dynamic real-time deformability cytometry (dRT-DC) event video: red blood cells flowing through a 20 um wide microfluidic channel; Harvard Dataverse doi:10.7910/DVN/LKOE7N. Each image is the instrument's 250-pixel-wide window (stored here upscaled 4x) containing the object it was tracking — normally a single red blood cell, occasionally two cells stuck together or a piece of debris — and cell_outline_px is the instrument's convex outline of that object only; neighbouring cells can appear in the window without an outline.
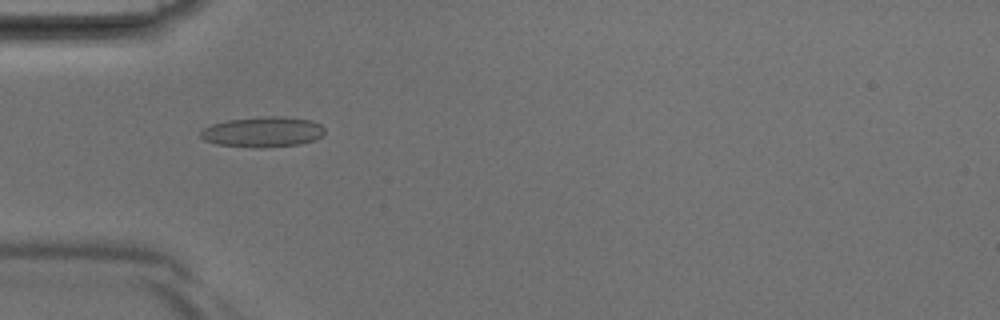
{"species": "Egyptian fruit bat (a non-hibernating species)", "species_latin": "Rousettus aegyptiacus", "temperature_condition": "room temperature", "stored_images_in_passage": 36, "camera_frame_rate_fps": 3000, "um_per_image_px": 0.085, "animal": {"sex": "male"}, "frame": {"image": 1, "passage_image": 9, "time_ms": 2.667, "image_size_px": [1000, 320], "cell_outline_px": [[324, 132], [320, 136], [312, 140], [300, 144], [264, 148], [216, 144], [204, 140], [200, 136], [200, 132], [204, 128], [212, 124], [228, 120], [264, 116], [284, 116], [312, 120], [320, 124], [324, 128]], "centroid_in_image_um": [22.34, 11.2], "position_along_channel_um": 62.7, "area_um2": 21.91}}
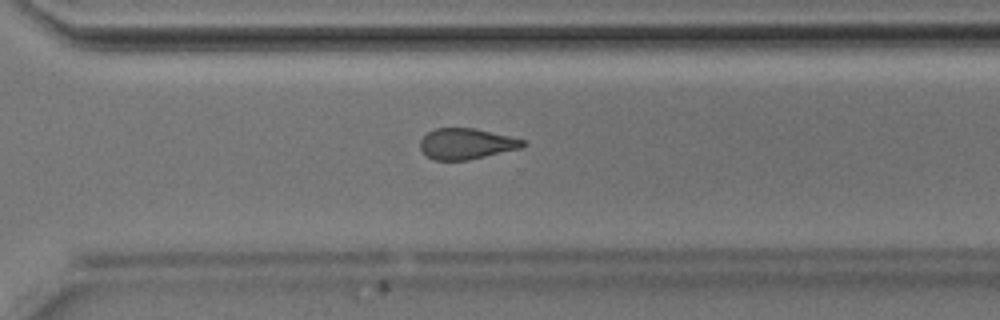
{"frame": {"image": 2, "passage_image": 25, "time_ms": 8.0, "image_size_px": [1000, 320], "cell_outline_px": [[528, 144], [520, 148], [468, 160], [432, 160], [420, 148], [420, 140], [428, 132], [436, 128], [476, 128], [512, 136], [528, 140]], "centroid_in_image_um": [39.69, 12.21], "position_along_channel_um": 330.9, "area_um2": 18.61}}
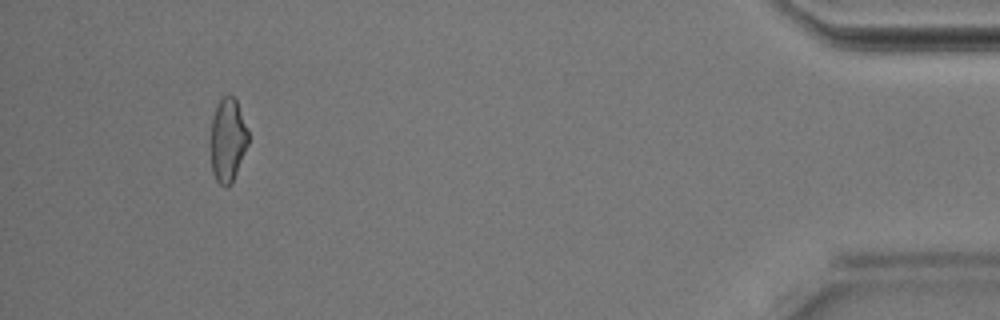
{"frame": {"image": 3, "passage_image": 34, "time_ms": 11.0, "image_size_px": [1000, 320], "cell_outline_px": [[248, 144], [232, 184], [228, 188], [220, 184], [216, 180], [212, 172], [212, 120], [216, 108], [220, 100], [224, 96], [232, 96], [236, 100], [248, 132]], "centroid_in_image_um": [19.37, 11.96], "position_along_channel_um": 415.8, "area_um2": 17.86}}